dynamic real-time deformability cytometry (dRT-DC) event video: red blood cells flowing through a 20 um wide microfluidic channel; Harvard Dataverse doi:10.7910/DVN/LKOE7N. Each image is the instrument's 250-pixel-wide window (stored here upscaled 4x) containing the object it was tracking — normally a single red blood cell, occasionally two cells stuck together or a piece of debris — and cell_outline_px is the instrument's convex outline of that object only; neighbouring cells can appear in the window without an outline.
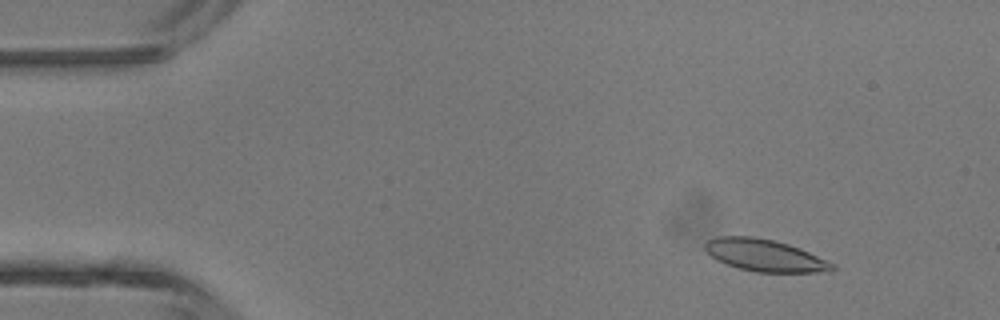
{"species": "common noctule bat (a hibernating species)", "species_latin": "Nyctalus noctula", "temperature_condition": "room temperature", "stored_images_in_passage": 46, "camera_frame_rate_fps": 3000, "um_per_image_px": 0.085, "animal": {"sex": "male", "body_mass_g": 13.3}, "frame": {"image": 1, "passage_image": 6, "time_ms": 1.667, "image_size_px": [1000, 320], "cell_outline_px": [[836, 268], [832, 272], [756, 272], [724, 264], [716, 260], [704, 248], [704, 244], [708, 240], [716, 236], [752, 236], [772, 240], [788, 244], [800, 248], [836, 264]], "centroid_in_image_um": [65.03, 21.71], "position_along_channel_um": 20.0, "area_um2": 23.87}}
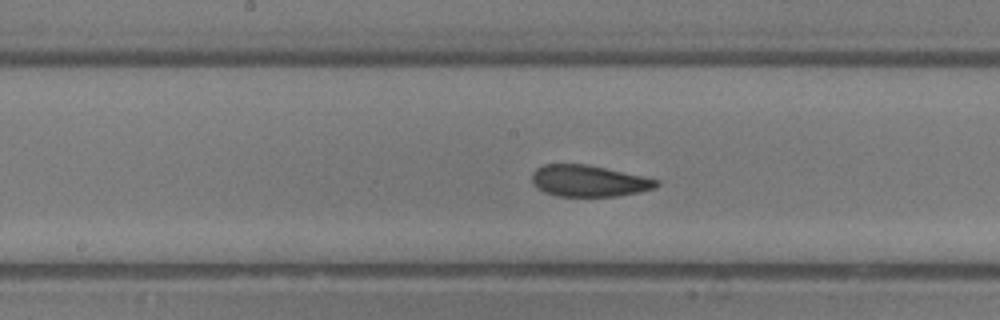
{"frame": {"image": 2, "passage_image": 24, "time_ms": 7.667, "image_size_px": [1000, 320], "cell_outline_px": [[660, 184], [652, 188], [636, 192], [616, 196], [556, 196], [544, 192], [536, 188], [532, 184], [532, 172], [536, 168], [544, 164], [584, 164], [604, 168], [660, 180]], "centroid_in_image_um": [49.97, 15.38], "position_along_channel_um": 198.2, "area_um2": 22.6}}
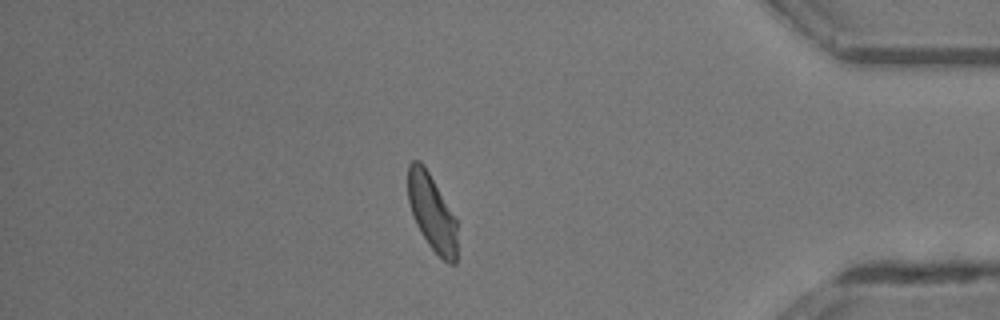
{"frame": {"image": 3, "passage_image": 40, "time_ms": 13.0, "image_size_px": [1000, 320], "cell_outline_px": [[456, 264], [448, 264], [428, 244], [420, 232], [416, 224], [408, 200], [408, 164], [412, 160], [420, 160], [424, 164], [456, 220]], "centroid_in_image_um": [36.69, 18.04], "position_along_channel_um": 398.5, "area_um2": 21.56}, "authors_computed_cell_mechanics": {"area_um2": 23.1489, "velocity_mm_per_s": 4.4772, "shape_relaxation_time_tau1_ms": null, "shape_relaxation_time_tau2_ms": 1.7596, "deformation_change_tau1": null, "deformation_change_tau2": 0.0799}}